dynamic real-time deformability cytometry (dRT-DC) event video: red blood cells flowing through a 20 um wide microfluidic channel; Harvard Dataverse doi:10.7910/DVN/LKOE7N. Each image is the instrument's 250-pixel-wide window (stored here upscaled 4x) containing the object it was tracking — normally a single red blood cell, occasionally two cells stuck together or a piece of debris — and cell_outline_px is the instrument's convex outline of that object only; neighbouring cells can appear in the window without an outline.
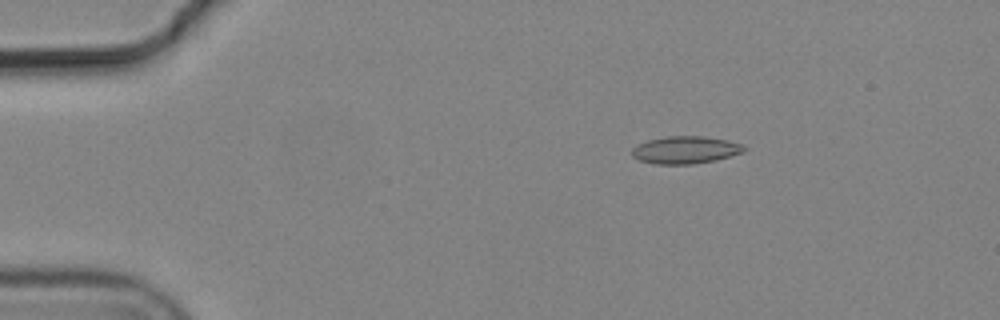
{"species": "common noctule bat (a hibernating species)", "species_latin": "Nyctalus noctula", "temperature_condition": "cold", "stored_images_in_passage": 6, "camera_frame_rate_fps": 3000, "um_per_image_px": 0.085, "animal": {"sex": "male", "body_mass_g": 19.2, "forearm_length_mm": 51.8}, "frame": {"image": 1, "passage_image": 3, "time_ms": 0.667, "image_size_px": [1000, 320], "cell_outline_px": [[748, 148], [744, 152], [716, 160], [692, 164], [656, 164], [640, 160], [632, 156], [632, 148], [636, 144], [648, 140], [668, 136], [704, 136], [728, 140], [744, 144]], "centroid_in_image_um": [58.29, 12.74], "position_along_channel_um": 26.7, "area_um2": 18.09}}
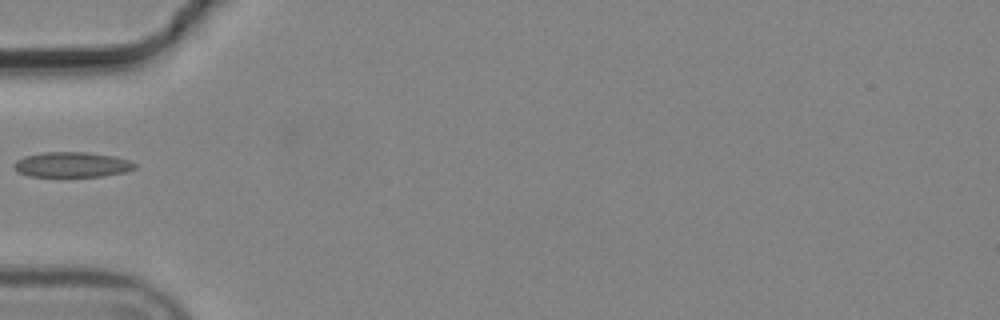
{"frame": {"image": 2, "passage_image": 5, "time_ms": 1.333, "image_size_px": [1000, 320], "cell_outline_px": [[136, 168], [124, 172], [100, 176], [28, 176], [16, 172], [12, 168], [12, 164], [16, 160], [24, 156], [44, 152], [88, 152], [112, 156], [128, 160], [136, 164]], "centroid_in_image_um": [6.04, 13.99], "position_along_channel_um": 79.0, "area_um2": 17.74}}
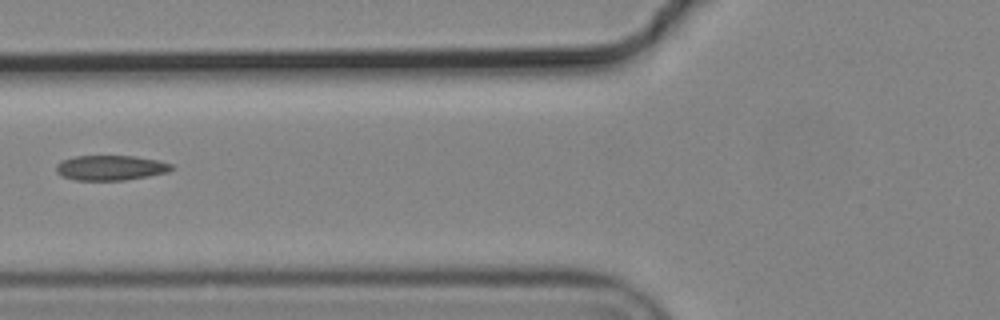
{"frame": {"image": 3, "passage_image": 6, "time_ms": 1.667, "image_size_px": [1000, 320], "cell_outline_px": [[176, 168], [168, 172], [148, 176], [124, 180], [76, 180], [60, 176], [56, 172], [56, 164], [60, 160], [76, 156], [136, 156], [160, 160], [172, 164]], "centroid_in_image_um": [9.41, 14.25], "position_along_channel_um": 116.4, "area_um2": 17.05}}